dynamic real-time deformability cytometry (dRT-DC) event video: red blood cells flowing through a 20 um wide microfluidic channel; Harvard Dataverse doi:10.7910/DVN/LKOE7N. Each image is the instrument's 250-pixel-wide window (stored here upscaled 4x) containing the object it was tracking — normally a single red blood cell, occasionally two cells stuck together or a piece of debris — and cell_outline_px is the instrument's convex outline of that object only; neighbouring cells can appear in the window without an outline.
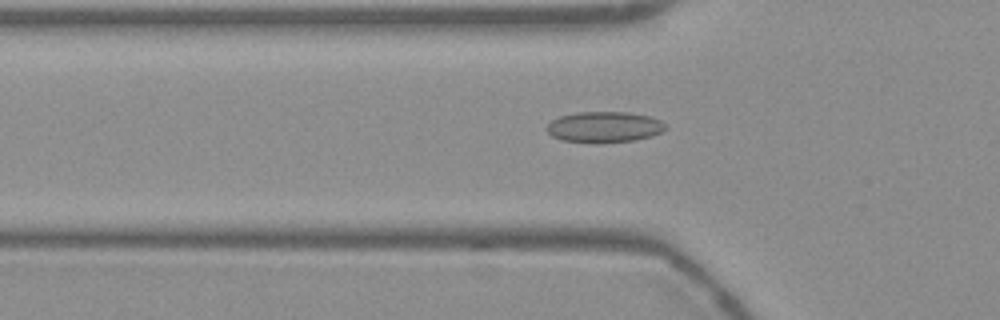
{"species": "Egyptian fruit bat (a non-hibernating species)", "species_latin": "Rousettus aegyptiacus", "temperature_condition": "warm", "stored_images_in_passage": 47, "camera_frame_rate_fps": 3000, "um_per_image_px": 0.085, "frame": {"image": 1, "passage_image": 11, "time_ms": 3.333, "image_size_px": [1000, 320], "cell_outline_px": [[664, 128], [660, 132], [652, 136], [636, 140], [596, 144], [560, 140], [552, 136], [544, 128], [552, 120], [560, 116], [576, 112], [628, 112], [652, 116], [660, 120], [664, 124]], "centroid_in_image_um": [51.32, 10.81], "position_along_channel_um": 74.5, "area_um2": 21.68}}
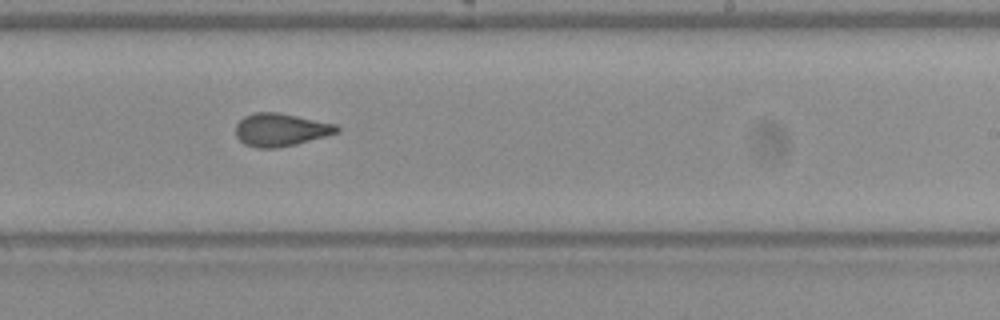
{"frame": {"image": 2, "passage_image": 26, "time_ms": 8.333, "image_size_px": [1000, 320], "cell_outline_px": [[340, 132], [296, 144], [276, 148], [256, 148], [244, 144], [236, 136], [236, 124], [244, 116], [256, 112], [280, 112], [336, 124], [340, 128]], "centroid_in_image_um": [23.86, 11.02], "position_along_channel_um": 265.1, "area_um2": 19.48}}
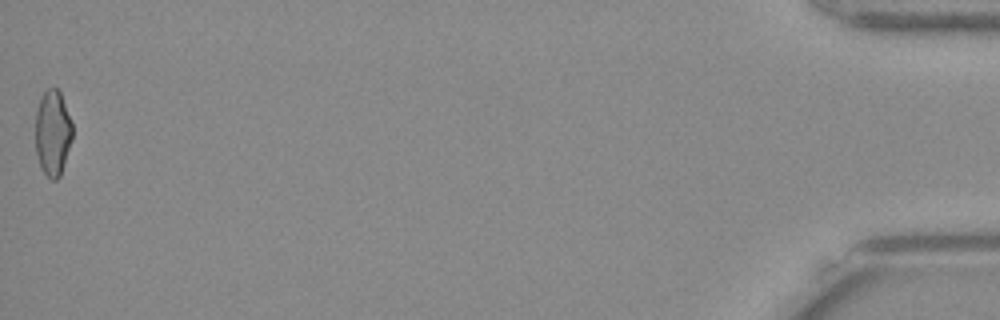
{"frame": {"image": 3, "passage_image": 47, "time_ms": 15.333, "image_size_px": [1000, 320], "cell_outline_px": [[72, 140], [60, 176], [56, 180], [52, 180], [40, 168], [36, 152], [36, 108], [40, 96], [48, 88], [56, 88], [60, 92], [72, 120]], "centroid_in_image_um": [4.48, 11.28], "position_along_channel_um": 430.7, "area_um2": 18.61}, "authors_computed_cell_mechanics": {"area_um2": 19.4786, "velocity_mm_per_s": 3.7885, "shape_relaxation_time_tau1_ms": null, "shape_relaxation_time_tau2_ms": 1.7514, "deformation_change_tau1": null, "deformation_change_tau2": 0.0899}}